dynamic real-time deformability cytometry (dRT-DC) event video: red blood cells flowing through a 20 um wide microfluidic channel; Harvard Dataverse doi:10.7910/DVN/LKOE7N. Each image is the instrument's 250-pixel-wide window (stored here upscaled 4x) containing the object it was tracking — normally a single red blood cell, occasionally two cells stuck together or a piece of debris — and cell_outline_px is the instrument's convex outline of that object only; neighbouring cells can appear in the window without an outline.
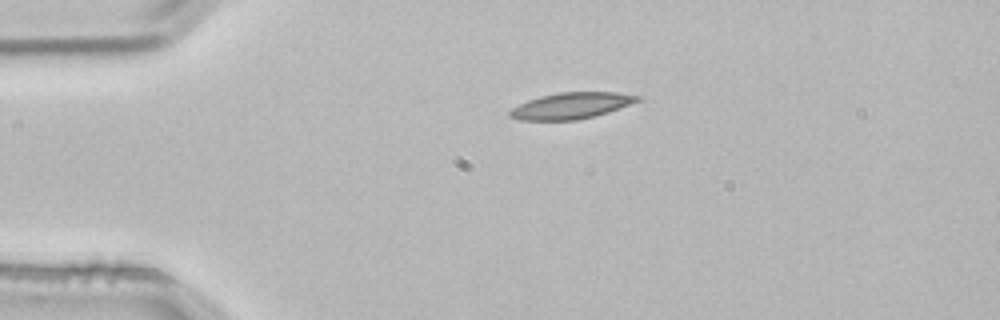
{"species": "common noctule bat (a hibernating species)", "species_latin": "Nyctalus noctula", "temperature_condition": "room temperature", "stored_images_in_passage": 3, "camera_frame_rate_fps": 3000, "um_per_image_px": 0.085, "animal": {"sex": "male", "body_mass_g": 21.5, "forearm_length_mm": 52.0}, "frame": {"image": 1, "passage_image": 1, "time_ms": 0.0, "image_size_px": [1000, 320], "cell_outline_px": [[644, 96], [640, 100], [620, 108], [608, 112], [576, 120], [520, 120], [508, 116], [508, 112], [512, 108], [528, 100], [540, 96], [560, 92], [616, 92]], "centroid_in_image_um": [48.57, 8.98], "position_along_channel_um": 36.4, "area_um2": 19.48}}